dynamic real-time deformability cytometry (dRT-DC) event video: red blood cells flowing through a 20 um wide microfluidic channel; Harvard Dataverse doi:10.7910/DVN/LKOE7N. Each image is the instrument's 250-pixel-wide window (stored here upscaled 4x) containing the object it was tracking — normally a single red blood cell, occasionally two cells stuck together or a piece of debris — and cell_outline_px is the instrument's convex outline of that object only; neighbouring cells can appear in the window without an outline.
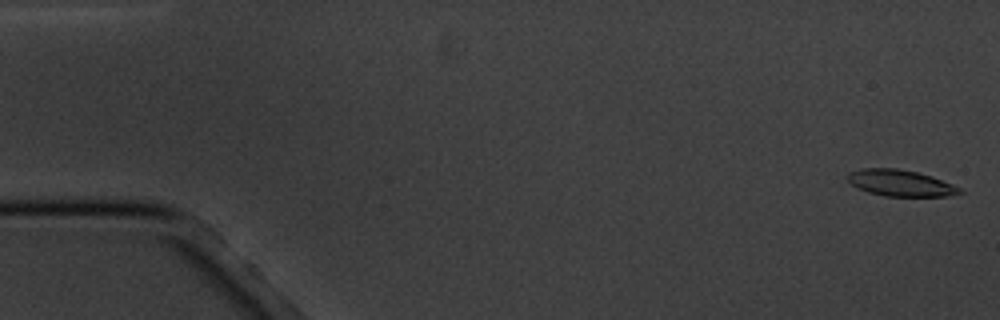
{"species": "common noctule bat (a hibernating species)", "species_latin": "Nyctalus noctula", "temperature_condition": "cold", "stored_images_in_passage": 6, "camera_frame_rate_fps": 3000, "um_per_image_px": 0.085, "animal": {"sex": "male", "body_mass_g": 20.1, "forearm_length_mm": 53.5}, "frame": {"image": 1, "passage_image": 1, "time_ms": 0.0, "image_size_px": [1000, 320], "cell_outline_px": [[964, 192], [948, 196], [884, 196], [868, 192], [856, 188], [848, 180], [848, 172], [860, 168], [896, 168], [916, 172], [932, 176], [952, 184], [960, 188]], "centroid_in_image_um": [76.51, 15.55], "position_along_channel_um": 8.5, "area_um2": 17.22}}
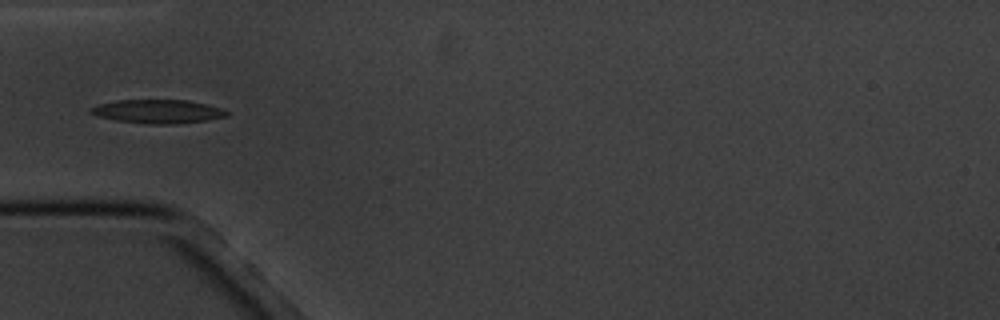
{"frame": {"image": 2, "passage_image": 5, "time_ms": 5.667, "image_size_px": [1000, 320], "cell_outline_px": [[228, 116], [208, 120], [176, 124], [144, 124], [116, 120], [96, 116], [88, 112], [88, 108], [96, 104], [116, 100], [188, 100], [220, 108], [228, 112]], "centroid_in_image_um": [13.34, 9.48], "position_along_channel_um": 71.7, "area_um2": 18.96}}
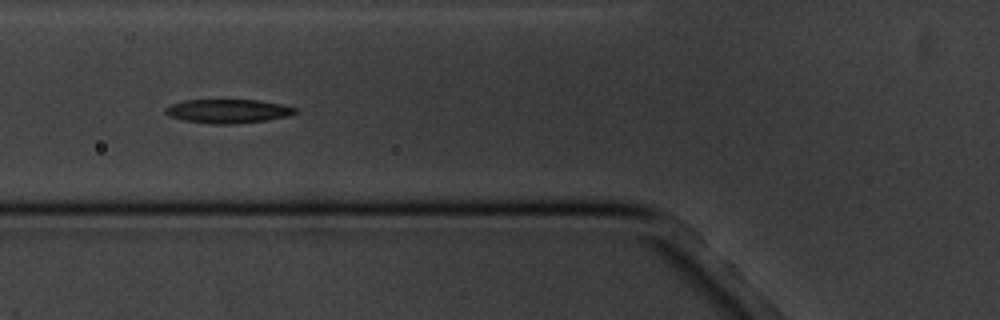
{"frame": {"image": 3, "passage_image": 6, "time_ms": 6.667, "image_size_px": [1000, 320], "cell_outline_px": [[296, 112], [288, 116], [268, 120], [236, 124], [212, 124], [184, 120], [168, 116], [164, 112], [164, 108], [172, 104], [184, 100], [260, 100], [280, 104], [296, 108]], "centroid_in_image_um": [19.35, 9.45], "position_along_channel_um": 106.4, "area_um2": 18.09}}